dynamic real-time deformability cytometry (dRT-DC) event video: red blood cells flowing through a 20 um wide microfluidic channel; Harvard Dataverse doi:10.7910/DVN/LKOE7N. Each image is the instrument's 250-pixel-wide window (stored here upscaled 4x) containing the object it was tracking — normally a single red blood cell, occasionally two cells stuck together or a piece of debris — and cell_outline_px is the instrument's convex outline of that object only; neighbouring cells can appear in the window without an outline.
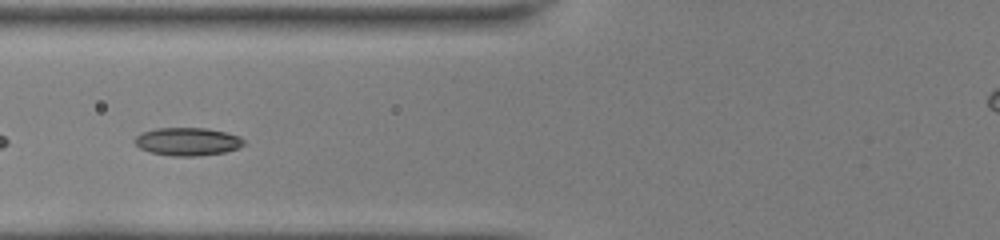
{"species": "common noctule bat (a hibernating species)", "species_latin": "Nyctalus noctula", "temperature_condition": "room temperature", "stored_images_in_passage": 36, "camera_frame_rate_fps": 3000, "um_per_image_px": 0.085, "animal": {"sex": "female", "body_mass_g": 22.0, "forearm_length_mm": 56.7}, "frame": {"image": 1, "passage_image": 6, "time_ms": 1.667, "image_size_px": [1000, 240], "cell_outline_px": [[244, 144], [240, 148], [224, 152], [200, 156], [172, 156], [148, 152], [140, 148], [132, 140], [136, 136], [144, 132], [156, 128], [208, 128], [240, 136], [244, 140]], "centroid_in_image_um": [15.94, 12.04], "position_along_channel_um": 109.9, "area_um2": 17.92}}
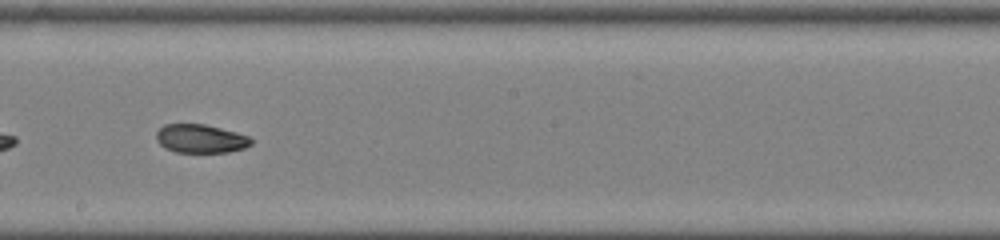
{"frame": {"image": 2, "passage_image": 15, "time_ms": 4.667, "image_size_px": [1000, 240], "cell_outline_px": [[252, 144], [244, 148], [228, 152], [176, 152], [164, 148], [156, 140], [156, 132], [164, 124], [204, 124], [236, 132], [248, 136], [252, 140]], "centroid_in_image_um": [17.03, 11.79], "position_along_channel_um": 231.2, "area_um2": 15.78}}
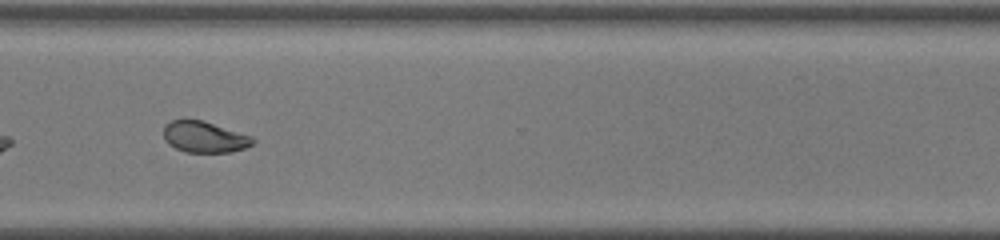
{"frame": {"image": 3, "passage_image": 24, "time_ms": 7.667, "image_size_px": [1000, 240], "cell_outline_px": [[256, 140], [252, 144], [244, 148], [232, 152], [184, 152], [168, 144], [164, 140], [164, 124], [172, 120], [204, 120], [252, 136]], "centroid_in_image_um": [17.37, 11.64], "position_along_channel_um": 353.2, "area_um2": 16.3}, "authors_computed_cell_mechanics": {"area_um2": 16.7331, "velocity_mm_per_s": 4.0488, "shape_relaxation_time_tau1_ms": null, "shape_relaxation_time_tau2_ms": 2.0046, "deformation_change_tau1": null, "deformation_change_tau2": 0.0652}}